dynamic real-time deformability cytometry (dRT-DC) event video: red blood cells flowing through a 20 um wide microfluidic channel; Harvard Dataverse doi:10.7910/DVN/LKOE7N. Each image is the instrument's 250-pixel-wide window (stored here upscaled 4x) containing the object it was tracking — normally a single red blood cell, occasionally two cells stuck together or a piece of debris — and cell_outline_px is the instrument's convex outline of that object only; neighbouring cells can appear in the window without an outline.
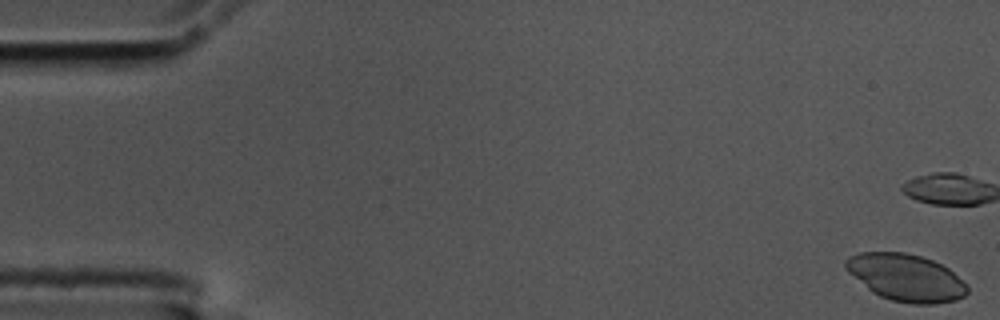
{"species": "common noctule bat (a hibernating species)", "species_latin": "Nyctalus noctula", "temperature_condition": "cold", "stored_images_in_passage": 23, "camera_frame_rate_fps": 3000, "um_per_image_px": 0.085, "animal": {"sex": "male", "body_mass_g": 17.5, "forearm_length_mm": 52.3}, "frame": {"image": 1, "passage_image": 1, "time_ms": 0.0, "image_size_px": [1000, 320], "cell_outline_px": [[968, 292], [964, 296], [956, 300], [936, 304], [912, 304], [892, 300], [880, 296], [872, 292], [848, 272], [844, 268], [844, 260], [848, 256], [860, 252], [904, 252], [920, 256], [932, 260], [948, 268], [968, 288]], "centroid_in_image_um": [76.96, 23.59], "position_along_channel_um": 8.0, "area_um2": 33.23}}